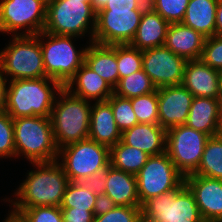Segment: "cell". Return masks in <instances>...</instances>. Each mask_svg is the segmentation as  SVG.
Masks as SVG:
<instances>
[{
	"label": "cell",
	"instance_id": "obj_1",
	"mask_svg": "<svg viewBox=\"0 0 222 222\" xmlns=\"http://www.w3.org/2000/svg\"><path fill=\"white\" fill-rule=\"evenodd\" d=\"M35 170L27 172L12 198L2 199L11 208H31L36 206L60 207L69 183L58 161L31 163ZM7 199V200H6Z\"/></svg>",
	"mask_w": 222,
	"mask_h": 222
},
{
	"label": "cell",
	"instance_id": "obj_2",
	"mask_svg": "<svg viewBox=\"0 0 222 222\" xmlns=\"http://www.w3.org/2000/svg\"><path fill=\"white\" fill-rule=\"evenodd\" d=\"M63 86L49 78L8 81L5 111L12 118L51 117L52 108Z\"/></svg>",
	"mask_w": 222,
	"mask_h": 222
},
{
	"label": "cell",
	"instance_id": "obj_3",
	"mask_svg": "<svg viewBox=\"0 0 222 222\" xmlns=\"http://www.w3.org/2000/svg\"><path fill=\"white\" fill-rule=\"evenodd\" d=\"M15 159L30 163L53 162L58 150L50 117L26 116L13 119Z\"/></svg>",
	"mask_w": 222,
	"mask_h": 222
},
{
	"label": "cell",
	"instance_id": "obj_4",
	"mask_svg": "<svg viewBox=\"0 0 222 222\" xmlns=\"http://www.w3.org/2000/svg\"><path fill=\"white\" fill-rule=\"evenodd\" d=\"M91 108V101L72 95L64 87L58 93L50 118L59 149L88 139Z\"/></svg>",
	"mask_w": 222,
	"mask_h": 222
},
{
	"label": "cell",
	"instance_id": "obj_5",
	"mask_svg": "<svg viewBox=\"0 0 222 222\" xmlns=\"http://www.w3.org/2000/svg\"><path fill=\"white\" fill-rule=\"evenodd\" d=\"M96 15L90 0H55L47 6L44 31L79 38L88 35V44L93 42Z\"/></svg>",
	"mask_w": 222,
	"mask_h": 222
},
{
	"label": "cell",
	"instance_id": "obj_6",
	"mask_svg": "<svg viewBox=\"0 0 222 222\" xmlns=\"http://www.w3.org/2000/svg\"><path fill=\"white\" fill-rule=\"evenodd\" d=\"M0 69L8 81L46 77L40 33L12 36L0 51Z\"/></svg>",
	"mask_w": 222,
	"mask_h": 222
},
{
	"label": "cell",
	"instance_id": "obj_7",
	"mask_svg": "<svg viewBox=\"0 0 222 222\" xmlns=\"http://www.w3.org/2000/svg\"><path fill=\"white\" fill-rule=\"evenodd\" d=\"M77 38L79 37L49 34L45 31L40 33L46 77L59 82L63 87L85 62L87 45L77 50L74 43Z\"/></svg>",
	"mask_w": 222,
	"mask_h": 222
},
{
	"label": "cell",
	"instance_id": "obj_8",
	"mask_svg": "<svg viewBox=\"0 0 222 222\" xmlns=\"http://www.w3.org/2000/svg\"><path fill=\"white\" fill-rule=\"evenodd\" d=\"M141 213L142 222H205L185 182L175 190L146 200Z\"/></svg>",
	"mask_w": 222,
	"mask_h": 222
},
{
	"label": "cell",
	"instance_id": "obj_9",
	"mask_svg": "<svg viewBox=\"0 0 222 222\" xmlns=\"http://www.w3.org/2000/svg\"><path fill=\"white\" fill-rule=\"evenodd\" d=\"M109 159L110 148L89 138L60 148L57 157L69 182H82L95 172L106 170Z\"/></svg>",
	"mask_w": 222,
	"mask_h": 222
},
{
	"label": "cell",
	"instance_id": "obj_10",
	"mask_svg": "<svg viewBox=\"0 0 222 222\" xmlns=\"http://www.w3.org/2000/svg\"><path fill=\"white\" fill-rule=\"evenodd\" d=\"M136 178L140 205L149 198L177 189L185 180L166 152L150 156Z\"/></svg>",
	"mask_w": 222,
	"mask_h": 222
},
{
	"label": "cell",
	"instance_id": "obj_11",
	"mask_svg": "<svg viewBox=\"0 0 222 222\" xmlns=\"http://www.w3.org/2000/svg\"><path fill=\"white\" fill-rule=\"evenodd\" d=\"M46 11L47 6L40 0H0V32L37 35L44 31Z\"/></svg>",
	"mask_w": 222,
	"mask_h": 222
},
{
	"label": "cell",
	"instance_id": "obj_12",
	"mask_svg": "<svg viewBox=\"0 0 222 222\" xmlns=\"http://www.w3.org/2000/svg\"><path fill=\"white\" fill-rule=\"evenodd\" d=\"M208 138L207 134L186 125L166 131V153L184 176L197 170Z\"/></svg>",
	"mask_w": 222,
	"mask_h": 222
},
{
	"label": "cell",
	"instance_id": "obj_13",
	"mask_svg": "<svg viewBox=\"0 0 222 222\" xmlns=\"http://www.w3.org/2000/svg\"><path fill=\"white\" fill-rule=\"evenodd\" d=\"M141 17L137 10H100L96 15L93 42L103 45L130 44Z\"/></svg>",
	"mask_w": 222,
	"mask_h": 222
},
{
	"label": "cell",
	"instance_id": "obj_14",
	"mask_svg": "<svg viewBox=\"0 0 222 222\" xmlns=\"http://www.w3.org/2000/svg\"><path fill=\"white\" fill-rule=\"evenodd\" d=\"M186 62L165 46L142 50V69L156 88L181 85Z\"/></svg>",
	"mask_w": 222,
	"mask_h": 222
},
{
	"label": "cell",
	"instance_id": "obj_15",
	"mask_svg": "<svg viewBox=\"0 0 222 222\" xmlns=\"http://www.w3.org/2000/svg\"><path fill=\"white\" fill-rule=\"evenodd\" d=\"M157 95L160 126L185 125L194 96L182 84L157 88Z\"/></svg>",
	"mask_w": 222,
	"mask_h": 222
},
{
	"label": "cell",
	"instance_id": "obj_16",
	"mask_svg": "<svg viewBox=\"0 0 222 222\" xmlns=\"http://www.w3.org/2000/svg\"><path fill=\"white\" fill-rule=\"evenodd\" d=\"M186 186L192 192L205 222H222V180L190 174Z\"/></svg>",
	"mask_w": 222,
	"mask_h": 222
},
{
	"label": "cell",
	"instance_id": "obj_17",
	"mask_svg": "<svg viewBox=\"0 0 222 222\" xmlns=\"http://www.w3.org/2000/svg\"><path fill=\"white\" fill-rule=\"evenodd\" d=\"M220 72L205 64L201 59L187 61L182 85L194 97L220 99Z\"/></svg>",
	"mask_w": 222,
	"mask_h": 222
},
{
	"label": "cell",
	"instance_id": "obj_18",
	"mask_svg": "<svg viewBox=\"0 0 222 222\" xmlns=\"http://www.w3.org/2000/svg\"><path fill=\"white\" fill-rule=\"evenodd\" d=\"M206 37L180 23L169 24L164 46L186 61L198 60L202 56Z\"/></svg>",
	"mask_w": 222,
	"mask_h": 222
},
{
	"label": "cell",
	"instance_id": "obj_19",
	"mask_svg": "<svg viewBox=\"0 0 222 222\" xmlns=\"http://www.w3.org/2000/svg\"><path fill=\"white\" fill-rule=\"evenodd\" d=\"M64 88L72 95L91 102L106 101L114 93L111 85L85 63Z\"/></svg>",
	"mask_w": 222,
	"mask_h": 222
},
{
	"label": "cell",
	"instance_id": "obj_20",
	"mask_svg": "<svg viewBox=\"0 0 222 222\" xmlns=\"http://www.w3.org/2000/svg\"><path fill=\"white\" fill-rule=\"evenodd\" d=\"M121 140L150 156H157L166 152V130L160 124L138 123L124 130L121 134Z\"/></svg>",
	"mask_w": 222,
	"mask_h": 222
},
{
	"label": "cell",
	"instance_id": "obj_21",
	"mask_svg": "<svg viewBox=\"0 0 222 222\" xmlns=\"http://www.w3.org/2000/svg\"><path fill=\"white\" fill-rule=\"evenodd\" d=\"M111 105L107 101L92 103L88 138L111 148L121 140Z\"/></svg>",
	"mask_w": 222,
	"mask_h": 222
},
{
	"label": "cell",
	"instance_id": "obj_22",
	"mask_svg": "<svg viewBox=\"0 0 222 222\" xmlns=\"http://www.w3.org/2000/svg\"><path fill=\"white\" fill-rule=\"evenodd\" d=\"M221 100L194 97L185 125L210 136L218 135Z\"/></svg>",
	"mask_w": 222,
	"mask_h": 222
},
{
	"label": "cell",
	"instance_id": "obj_23",
	"mask_svg": "<svg viewBox=\"0 0 222 222\" xmlns=\"http://www.w3.org/2000/svg\"><path fill=\"white\" fill-rule=\"evenodd\" d=\"M114 89L119 82L117 44L103 45L90 42L85 52V62Z\"/></svg>",
	"mask_w": 222,
	"mask_h": 222
},
{
	"label": "cell",
	"instance_id": "obj_24",
	"mask_svg": "<svg viewBox=\"0 0 222 222\" xmlns=\"http://www.w3.org/2000/svg\"><path fill=\"white\" fill-rule=\"evenodd\" d=\"M107 194L117 206L141 207L137 194V178L122 170L108 166L105 173Z\"/></svg>",
	"mask_w": 222,
	"mask_h": 222
},
{
	"label": "cell",
	"instance_id": "obj_25",
	"mask_svg": "<svg viewBox=\"0 0 222 222\" xmlns=\"http://www.w3.org/2000/svg\"><path fill=\"white\" fill-rule=\"evenodd\" d=\"M218 0H189L183 24L206 38L216 35V9Z\"/></svg>",
	"mask_w": 222,
	"mask_h": 222
},
{
	"label": "cell",
	"instance_id": "obj_26",
	"mask_svg": "<svg viewBox=\"0 0 222 222\" xmlns=\"http://www.w3.org/2000/svg\"><path fill=\"white\" fill-rule=\"evenodd\" d=\"M169 23L156 11L142 15L132 47L145 50L164 46Z\"/></svg>",
	"mask_w": 222,
	"mask_h": 222
},
{
	"label": "cell",
	"instance_id": "obj_27",
	"mask_svg": "<svg viewBox=\"0 0 222 222\" xmlns=\"http://www.w3.org/2000/svg\"><path fill=\"white\" fill-rule=\"evenodd\" d=\"M146 152L125 144L120 140L110 148V166L132 175H137L146 164L148 158Z\"/></svg>",
	"mask_w": 222,
	"mask_h": 222
},
{
	"label": "cell",
	"instance_id": "obj_28",
	"mask_svg": "<svg viewBox=\"0 0 222 222\" xmlns=\"http://www.w3.org/2000/svg\"><path fill=\"white\" fill-rule=\"evenodd\" d=\"M193 174L222 180L221 136H210L207 139L199 166Z\"/></svg>",
	"mask_w": 222,
	"mask_h": 222
},
{
	"label": "cell",
	"instance_id": "obj_29",
	"mask_svg": "<svg viewBox=\"0 0 222 222\" xmlns=\"http://www.w3.org/2000/svg\"><path fill=\"white\" fill-rule=\"evenodd\" d=\"M157 88L143 69L121 78L114 88V94L119 97L133 98L154 92Z\"/></svg>",
	"mask_w": 222,
	"mask_h": 222
},
{
	"label": "cell",
	"instance_id": "obj_30",
	"mask_svg": "<svg viewBox=\"0 0 222 222\" xmlns=\"http://www.w3.org/2000/svg\"><path fill=\"white\" fill-rule=\"evenodd\" d=\"M97 195L82 182H69L60 208H75L93 211Z\"/></svg>",
	"mask_w": 222,
	"mask_h": 222
},
{
	"label": "cell",
	"instance_id": "obj_31",
	"mask_svg": "<svg viewBox=\"0 0 222 222\" xmlns=\"http://www.w3.org/2000/svg\"><path fill=\"white\" fill-rule=\"evenodd\" d=\"M130 99L138 123L159 124L157 89Z\"/></svg>",
	"mask_w": 222,
	"mask_h": 222
},
{
	"label": "cell",
	"instance_id": "obj_32",
	"mask_svg": "<svg viewBox=\"0 0 222 222\" xmlns=\"http://www.w3.org/2000/svg\"><path fill=\"white\" fill-rule=\"evenodd\" d=\"M8 214L16 215L22 222H63L61 208L58 206L12 208Z\"/></svg>",
	"mask_w": 222,
	"mask_h": 222
},
{
	"label": "cell",
	"instance_id": "obj_33",
	"mask_svg": "<svg viewBox=\"0 0 222 222\" xmlns=\"http://www.w3.org/2000/svg\"><path fill=\"white\" fill-rule=\"evenodd\" d=\"M119 80L142 69V50L130 44H117Z\"/></svg>",
	"mask_w": 222,
	"mask_h": 222
},
{
	"label": "cell",
	"instance_id": "obj_34",
	"mask_svg": "<svg viewBox=\"0 0 222 222\" xmlns=\"http://www.w3.org/2000/svg\"><path fill=\"white\" fill-rule=\"evenodd\" d=\"M106 101L111 105L117 128L121 133L138 124L131 99L119 97L113 93Z\"/></svg>",
	"mask_w": 222,
	"mask_h": 222
},
{
	"label": "cell",
	"instance_id": "obj_35",
	"mask_svg": "<svg viewBox=\"0 0 222 222\" xmlns=\"http://www.w3.org/2000/svg\"><path fill=\"white\" fill-rule=\"evenodd\" d=\"M13 119L8 113L0 111V158H15Z\"/></svg>",
	"mask_w": 222,
	"mask_h": 222
},
{
	"label": "cell",
	"instance_id": "obj_36",
	"mask_svg": "<svg viewBox=\"0 0 222 222\" xmlns=\"http://www.w3.org/2000/svg\"><path fill=\"white\" fill-rule=\"evenodd\" d=\"M189 0H155V11L169 24L183 21Z\"/></svg>",
	"mask_w": 222,
	"mask_h": 222
},
{
	"label": "cell",
	"instance_id": "obj_37",
	"mask_svg": "<svg viewBox=\"0 0 222 222\" xmlns=\"http://www.w3.org/2000/svg\"><path fill=\"white\" fill-rule=\"evenodd\" d=\"M94 222H142L141 207L116 206L111 211L94 217Z\"/></svg>",
	"mask_w": 222,
	"mask_h": 222
},
{
	"label": "cell",
	"instance_id": "obj_38",
	"mask_svg": "<svg viewBox=\"0 0 222 222\" xmlns=\"http://www.w3.org/2000/svg\"><path fill=\"white\" fill-rule=\"evenodd\" d=\"M200 59L211 68L222 70V36L206 38Z\"/></svg>",
	"mask_w": 222,
	"mask_h": 222
},
{
	"label": "cell",
	"instance_id": "obj_39",
	"mask_svg": "<svg viewBox=\"0 0 222 222\" xmlns=\"http://www.w3.org/2000/svg\"><path fill=\"white\" fill-rule=\"evenodd\" d=\"M63 222H94L93 211L61 208Z\"/></svg>",
	"mask_w": 222,
	"mask_h": 222
},
{
	"label": "cell",
	"instance_id": "obj_40",
	"mask_svg": "<svg viewBox=\"0 0 222 222\" xmlns=\"http://www.w3.org/2000/svg\"><path fill=\"white\" fill-rule=\"evenodd\" d=\"M106 170L95 172L90 177L82 181L83 185L86 186L89 190L94 192L96 195L105 194L106 190Z\"/></svg>",
	"mask_w": 222,
	"mask_h": 222
},
{
	"label": "cell",
	"instance_id": "obj_41",
	"mask_svg": "<svg viewBox=\"0 0 222 222\" xmlns=\"http://www.w3.org/2000/svg\"><path fill=\"white\" fill-rule=\"evenodd\" d=\"M116 206L117 205L107 194L97 195L93 209L94 217L105 214Z\"/></svg>",
	"mask_w": 222,
	"mask_h": 222
},
{
	"label": "cell",
	"instance_id": "obj_42",
	"mask_svg": "<svg viewBox=\"0 0 222 222\" xmlns=\"http://www.w3.org/2000/svg\"><path fill=\"white\" fill-rule=\"evenodd\" d=\"M102 10H137L135 0H108Z\"/></svg>",
	"mask_w": 222,
	"mask_h": 222
},
{
	"label": "cell",
	"instance_id": "obj_43",
	"mask_svg": "<svg viewBox=\"0 0 222 222\" xmlns=\"http://www.w3.org/2000/svg\"><path fill=\"white\" fill-rule=\"evenodd\" d=\"M137 11L141 15H146L155 12V0H135Z\"/></svg>",
	"mask_w": 222,
	"mask_h": 222
},
{
	"label": "cell",
	"instance_id": "obj_44",
	"mask_svg": "<svg viewBox=\"0 0 222 222\" xmlns=\"http://www.w3.org/2000/svg\"><path fill=\"white\" fill-rule=\"evenodd\" d=\"M7 84L8 80L0 69V111L5 110L6 108Z\"/></svg>",
	"mask_w": 222,
	"mask_h": 222
},
{
	"label": "cell",
	"instance_id": "obj_45",
	"mask_svg": "<svg viewBox=\"0 0 222 222\" xmlns=\"http://www.w3.org/2000/svg\"><path fill=\"white\" fill-rule=\"evenodd\" d=\"M215 18H216V34L222 36V0H218Z\"/></svg>",
	"mask_w": 222,
	"mask_h": 222
},
{
	"label": "cell",
	"instance_id": "obj_46",
	"mask_svg": "<svg viewBox=\"0 0 222 222\" xmlns=\"http://www.w3.org/2000/svg\"><path fill=\"white\" fill-rule=\"evenodd\" d=\"M108 0H90V4L93 10L98 13L100 10L104 9Z\"/></svg>",
	"mask_w": 222,
	"mask_h": 222
},
{
	"label": "cell",
	"instance_id": "obj_47",
	"mask_svg": "<svg viewBox=\"0 0 222 222\" xmlns=\"http://www.w3.org/2000/svg\"><path fill=\"white\" fill-rule=\"evenodd\" d=\"M2 222H22L16 215L7 214V217Z\"/></svg>",
	"mask_w": 222,
	"mask_h": 222
},
{
	"label": "cell",
	"instance_id": "obj_48",
	"mask_svg": "<svg viewBox=\"0 0 222 222\" xmlns=\"http://www.w3.org/2000/svg\"><path fill=\"white\" fill-rule=\"evenodd\" d=\"M219 92H220V100L222 101V70L219 71Z\"/></svg>",
	"mask_w": 222,
	"mask_h": 222
},
{
	"label": "cell",
	"instance_id": "obj_49",
	"mask_svg": "<svg viewBox=\"0 0 222 222\" xmlns=\"http://www.w3.org/2000/svg\"><path fill=\"white\" fill-rule=\"evenodd\" d=\"M218 135L222 137V101H221V111H220V124Z\"/></svg>",
	"mask_w": 222,
	"mask_h": 222
},
{
	"label": "cell",
	"instance_id": "obj_50",
	"mask_svg": "<svg viewBox=\"0 0 222 222\" xmlns=\"http://www.w3.org/2000/svg\"><path fill=\"white\" fill-rule=\"evenodd\" d=\"M44 5L49 6L52 4L55 0H40Z\"/></svg>",
	"mask_w": 222,
	"mask_h": 222
}]
</instances>
